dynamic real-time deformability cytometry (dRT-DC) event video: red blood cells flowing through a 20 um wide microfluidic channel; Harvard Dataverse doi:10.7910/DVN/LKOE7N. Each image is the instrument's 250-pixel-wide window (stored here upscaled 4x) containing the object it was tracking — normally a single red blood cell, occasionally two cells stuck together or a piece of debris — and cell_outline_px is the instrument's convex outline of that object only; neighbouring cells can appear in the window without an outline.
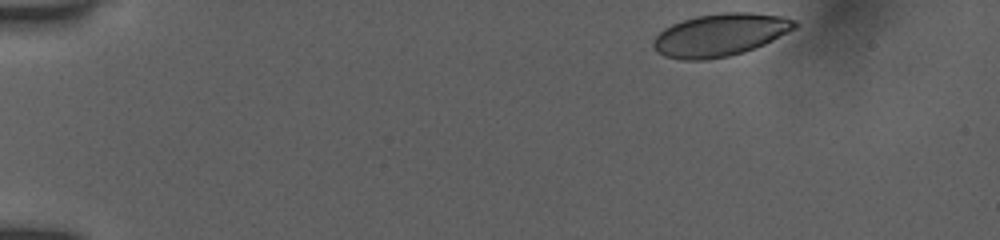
{"species": "human", "species_latin": "Homo sapiens", "temperature_condition": "room temperature", "stored_images_in_passage": 39, "camera_frame_rate_fps": 3000, "um_per_image_px": 0.085, "donor": {"sex": "female"}, "frame": {"image": 1, "passage_image": 1, "time_ms": 0.0, "image_size_px": [1000, 240], "cell_outline_px": [[796, 28], [764, 44], [744, 52], [728, 56], [704, 60], [680, 60], [664, 56], [656, 52], [652, 44], [652, 40], [664, 28], [672, 24], [696, 16], [724, 12], [752, 12], [780, 16], [796, 20]], "centroid_in_image_um": [61.18, 2.97], "position_along_channel_um": 23.8, "area_um2": 35.08}}
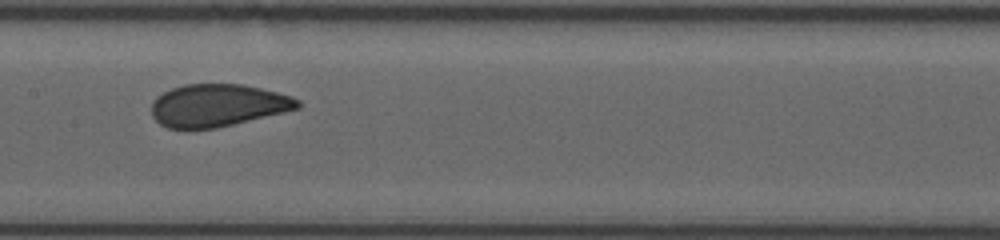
{"frame": {"image": 2, "passage_image": 22, "time_ms": 7.0, "image_size_px": [1000, 240], "cell_outline_px": [[300, 108], [284, 112], [216, 128], [168, 128], [160, 124], [152, 116], [152, 100], [156, 96], [172, 88], [184, 84], [244, 84], [292, 96], [300, 100]], "centroid_in_image_um": [18.5, 8.95], "position_along_channel_um": 188.9, "area_um2": 36.07}}
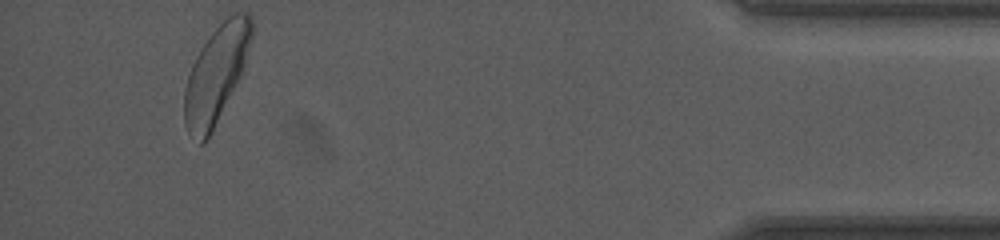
{"frame": {"image": 3, "passage_image": 39, "time_ms": 12.667, "image_size_px": [1000, 240], "cell_outline_px": [[252, 40], [244, 68], [208, 140], [204, 144], [200, 144], [188, 132], [184, 124], [184, 88], [192, 64], [200, 48], [212, 32], [228, 16], [236, 12], [248, 12], [252, 16]], "centroid_in_image_um": [18.37, 6.32], "position_along_channel_um": 416.8, "area_um2": 37.97}, "authors_computed_cell_mechanics": {"area_um2": 36.8764, "velocity_mm_per_s": 3.9446, "shape_relaxation_time_tau1_ms": 6.0497, "shape_relaxation_time_tau2_ms": null, "deformation_change_tau1": 0.1669, "deformation_change_tau2": null}}